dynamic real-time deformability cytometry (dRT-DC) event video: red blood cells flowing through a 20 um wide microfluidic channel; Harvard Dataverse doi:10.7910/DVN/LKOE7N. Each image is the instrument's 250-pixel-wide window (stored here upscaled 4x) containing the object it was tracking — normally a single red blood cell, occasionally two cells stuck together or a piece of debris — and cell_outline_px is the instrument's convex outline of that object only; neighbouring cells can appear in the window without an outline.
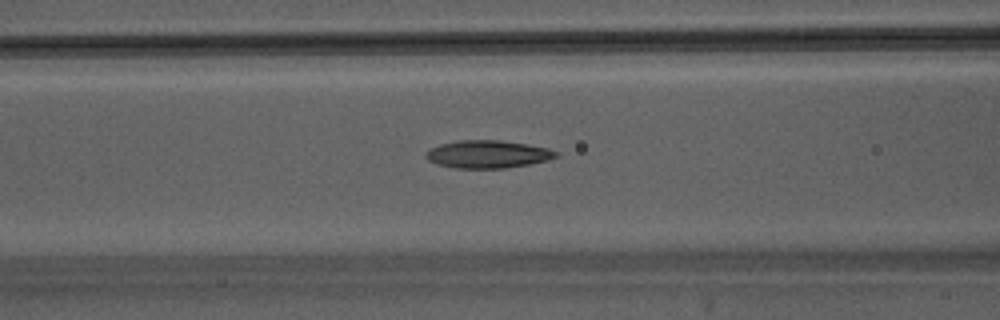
{"species": "Egyptian fruit bat (a non-hibernating species)", "species_latin": "Rousettus aegyptiacus", "temperature_condition": "warm", "stored_images_in_passage": 33, "camera_frame_rate_fps": 3000, "um_per_image_px": 0.085, "animal": {"sex": "male"}, "frame": {"image": 1, "passage_image": 7, "time_ms": 2.0, "image_size_px": [1000, 320], "cell_outline_px": [[560, 156], [548, 160], [528, 164], [504, 168], [452, 168], [436, 164], [428, 160], [424, 156], [428, 148], [440, 144], [456, 140], [500, 140], [548, 148], [560, 152]], "centroid_in_image_um": [41.43, 13.11], "position_along_channel_um": 125.2, "area_um2": 21.21}}
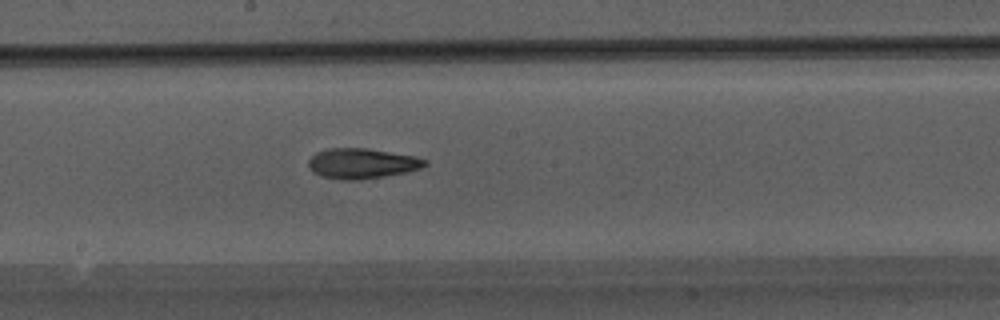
{"frame": {"image": 2, "passage_image": 13, "time_ms": 4.0, "image_size_px": [1000, 320], "cell_outline_px": [[428, 164], [420, 168], [404, 172], [384, 176], [360, 180], [340, 180], [320, 176], [312, 172], [308, 164], [308, 160], [316, 152], [328, 148], [368, 148], [416, 156], [428, 160]], "centroid_in_image_um": [30.75, 13.89], "position_along_channel_um": 217.5, "area_um2": 20.69}}
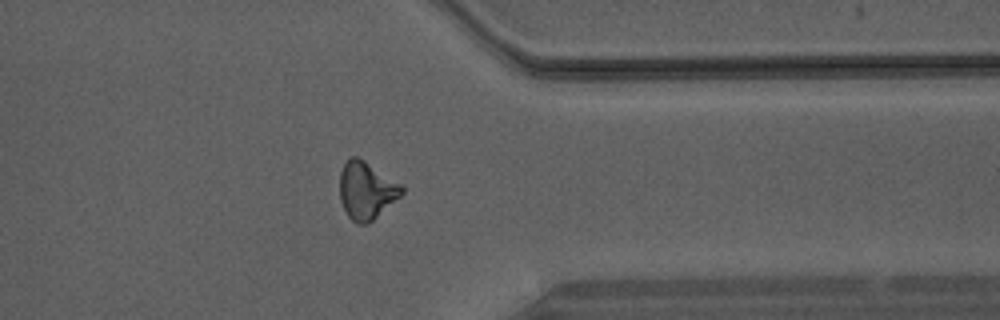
{"frame": {"image": 3, "passage_image": 24, "time_ms": 7.667, "image_size_px": [1000, 320], "cell_outline_px": [[404, 192], [400, 196], [368, 224], [356, 224], [348, 216], [340, 200], [340, 172], [344, 164], [352, 156], [356, 156], [364, 160], [404, 184]], "centroid_in_image_um": [31.16, 16.18], "position_along_channel_um": 380.2, "area_um2": 20.87}}